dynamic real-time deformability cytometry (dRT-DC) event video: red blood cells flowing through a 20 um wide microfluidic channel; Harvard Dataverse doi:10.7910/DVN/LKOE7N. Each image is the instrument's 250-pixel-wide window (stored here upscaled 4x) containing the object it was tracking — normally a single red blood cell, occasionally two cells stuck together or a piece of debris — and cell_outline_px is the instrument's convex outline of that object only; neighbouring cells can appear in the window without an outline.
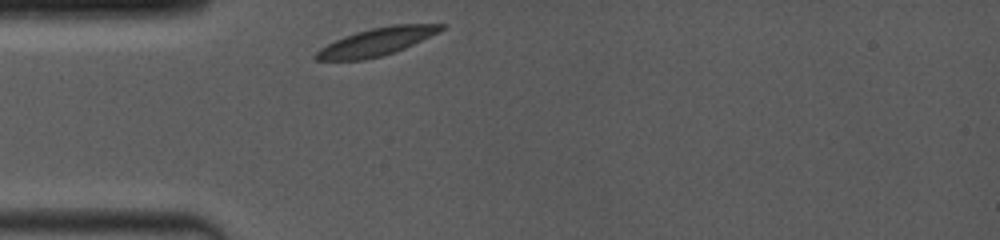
{"species": "common noctule bat (a hibernating species)", "species_latin": "Nyctalus noctula", "temperature_condition": "room temperature", "stored_images_in_passage": 30, "camera_frame_rate_fps": 4000, "um_per_image_px": 0.085, "animal": {"sex": "female", "body_mass_g": 19.0, "forearm_length_mm": 53.3}, "frame": {"image": 1, "passage_image": 1, "time_ms": 0.0, "image_size_px": [1000, 240], "cell_outline_px": [[448, 24], [440, 32], [396, 52], [364, 60], [316, 60], [312, 56], [320, 48], [344, 36], [356, 32], [372, 28], [392, 24]], "centroid_in_image_um": [32.03, 3.55], "position_along_channel_um": 53.0, "area_um2": 20.23}}
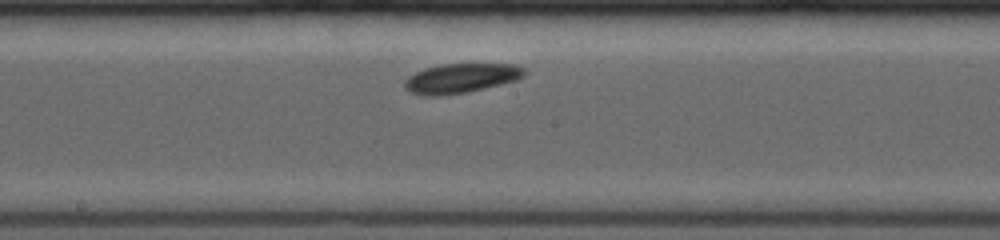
{"frame": {"image": 2, "passage_image": 13, "time_ms": 4.25, "image_size_px": [1000, 240], "cell_outline_px": [[524, 72], [516, 80], [500, 84], [464, 92], [440, 96], [424, 96], [408, 92], [404, 88], [404, 80], [408, 76], [416, 72], [428, 68], [444, 64], [516, 64], [524, 68]], "centroid_in_image_um": [39.11, 6.66], "position_along_channel_um": 209.1, "area_um2": 20.29}}
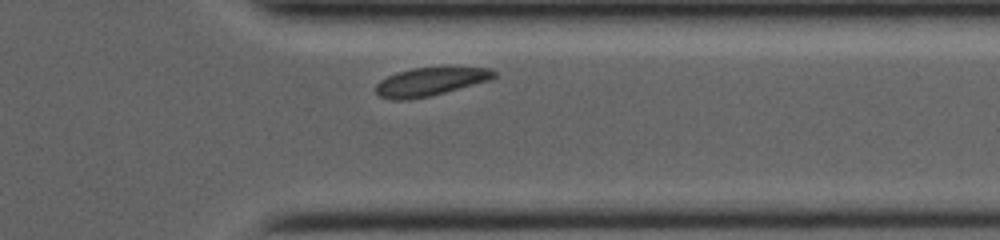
{"frame": {"image": 3, "passage_image": 26, "time_ms": 8.5, "image_size_px": [1000, 240], "cell_outline_px": [[496, 76], [488, 80], [444, 92], [428, 96], [404, 100], [392, 100], [380, 96], [376, 92], [376, 84], [380, 80], [396, 72], [412, 68], [488, 68], [496, 72]], "centroid_in_image_um": [36.5, 6.94], "position_along_channel_um": 374.9, "area_um2": 18.96}, "authors_computed_cell_mechanics": {"area_um2": 20.1722, "velocity_mm_per_s": 3.8787, "shape_relaxation_time_tau1_ms": 0.8782, "shape_relaxation_time_tau2_ms": null, "deformation_change_tau1": 0.0288, "deformation_change_tau2": null}}